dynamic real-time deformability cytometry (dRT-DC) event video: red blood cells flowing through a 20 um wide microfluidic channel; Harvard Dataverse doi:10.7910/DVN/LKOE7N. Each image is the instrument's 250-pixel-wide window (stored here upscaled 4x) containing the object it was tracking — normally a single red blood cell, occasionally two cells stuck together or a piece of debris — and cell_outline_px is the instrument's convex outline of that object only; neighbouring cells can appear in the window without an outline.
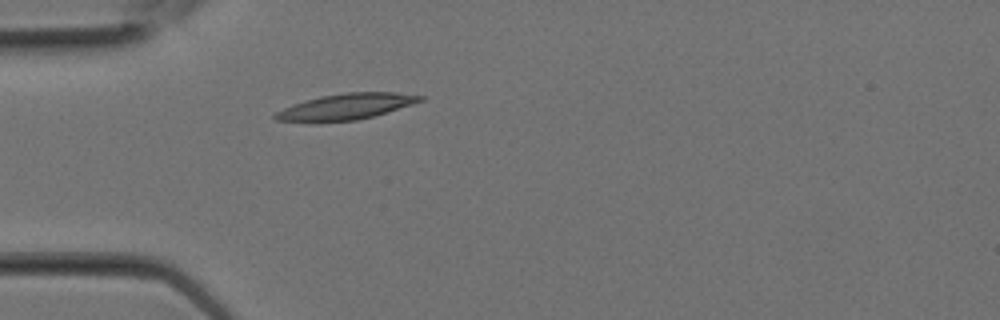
{"species": "Egyptian fruit bat (a non-hibernating species)", "species_latin": "Rousettus aegyptiacus", "temperature_condition": "room temperature", "stored_images_in_passage": 9, "camera_frame_rate_fps": 3000, "um_per_image_px": 0.085, "animal": {"sex": "female"}, "frame": {"image": 1, "passage_image": 1, "time_ms": 0.0, "image_size_px": [1000, 320], "cell_outline_px": [[424, 100], [412, 104], [372, 116], [356, 120], [276, 120], [272, 116], [276, 112], [292, 104], [320, 96], [348, 92], [396, 92], [424, 96]], "centroid_in_image_um": [29.46, 9.02], "position_along_channel_um": 55.5, "area_um2": 21.1}}
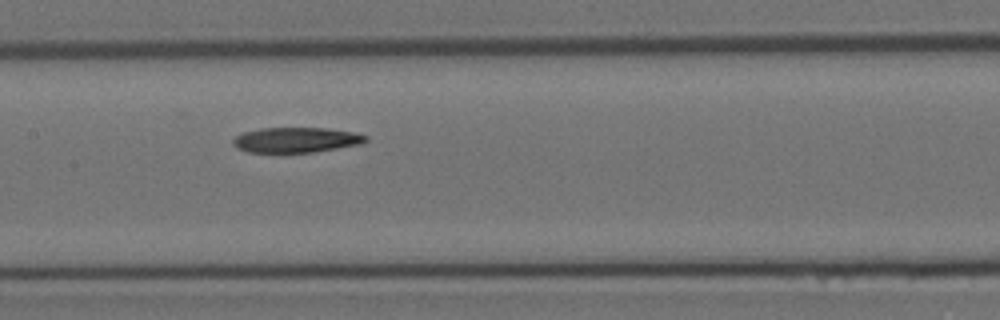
{"frame": {"image": 2, "passage_image": 6, "time_ms": 1.667, "image_size_px": [1000, 320], "cell_outline_px": [[368, 140], [360, 144], [312, 152], [248, 152], [236, 148], [232, 144], [232, 140], [236, 136], [244, 132], [260, 128], [324, 128], [352, 132], [368, 136]], "centroid_in_image_um": [25.13, 11.89], "position_along_channel_um": 182.3, "area_um2": 19.31}}
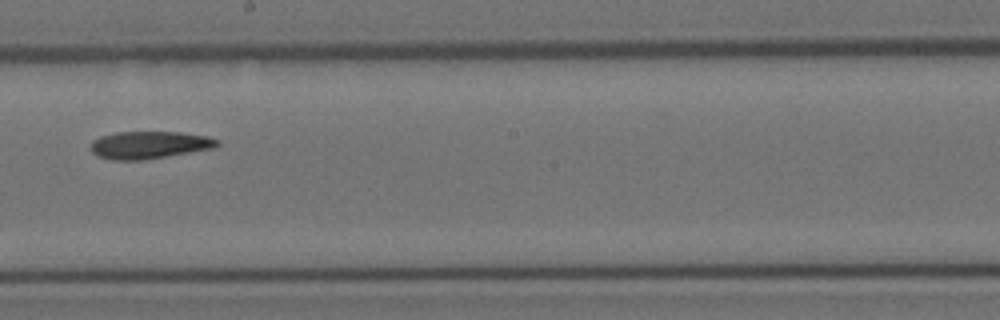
{"frame": {"image": 3, "passage_image": 8, "time_ms": 2.333, "image_size_px": [1000, 320], "cell_outline_px": [[220, 144], [212, 148], [144, 160], [112, 160], [96, 156], [88, 148], [92, 140], [100, 136], [116, 132], [180, 132], [208, 136], [220, 140]], "centroid_in_image_um": [12.64, 12.32], "position_along_channel_um": 235.6, "area_um2": 20.4}}